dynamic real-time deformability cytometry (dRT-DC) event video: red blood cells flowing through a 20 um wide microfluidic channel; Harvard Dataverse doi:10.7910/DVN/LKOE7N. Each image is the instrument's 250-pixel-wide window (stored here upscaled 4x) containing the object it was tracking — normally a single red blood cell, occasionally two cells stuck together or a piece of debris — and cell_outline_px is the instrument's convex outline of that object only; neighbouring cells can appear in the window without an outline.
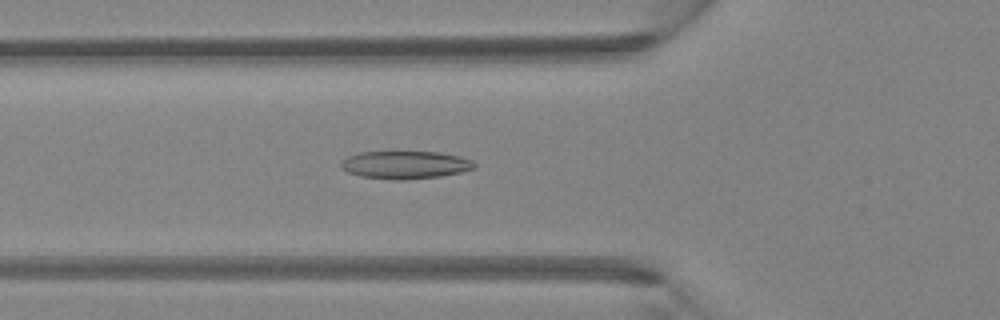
{"species": "Egyptian fruit bat (a non-hibernating species)", "species_latin": "Rousettus aegyptiacus", "temperature_condition": "room temperature", "stored_images_in_passage": 47, "camera_frame_rate_fps": 3000, "um_per_image_px": 0.085, "animal": {"sex": "female"}, "frame": {"image": 1, "passage_image": 17, "time_ms": 5.333, "image_size_px": [1000, 320], "cell_outline_px": [[476, 168], [460, 172], [440, 176], [408, 180], [396, 180], [360, 176], [348, 172], [340, 168], [340, 160], [348, 156], [360, 152], [440, 152], [460, 156], [472, 160], [476, 164]], "centroid_in_image_um": [34.43, 14.01], "position_along_channel_um": 91.4, "area_um2": 21.79}}
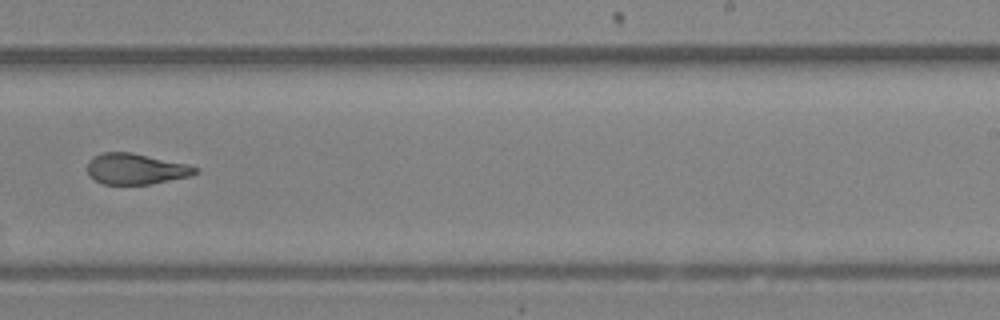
{"frame": {"image": 2, "passage_image": 30, "time_ms": 9.667, "image_size_px": [1000, 320], "cell_outline_px": [[200, 172], [192, 176], [152, 184], [104, 184], [88, 176], [88, 160], [92, 156], [104, 152], [132, 152], [188, 164], [200, 168]], "centroid_in_image_um": [11.59, 14.35], "position_along_channel_um": 277.4, "area_um2": 19.71}}
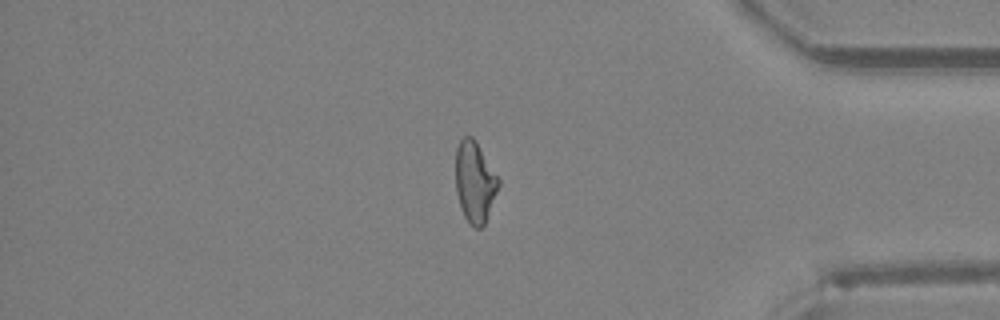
{"frame": {"image": 3, "passage_image": 40, "time_ms": 13.0, "image_size_px": [1000, 320], "cell_outline_px": [[500, 184], [484, 224], [480, 228], [472, 228], [468, 224], [464, 216], [456, 192], [456, 148], [460, 140], [464, 136], [472, 136], [476, 140], [500, 180]], "centroid_in_image_um": [40.35, 15.46], "position_along_channel_um": 394.8, "area_um2": 20.23}, "authors_computed_cell_mechanics": {"area_um2": 20.9814, "velocity_mm_per_s": 4.3177, "shape_relaxation_time_tau1_ms": null, "shape_relaxation_time_tau2_ms": 1.2751, "deformation_change_tau1": null, "deformation_change_tau2": 0.0832}}